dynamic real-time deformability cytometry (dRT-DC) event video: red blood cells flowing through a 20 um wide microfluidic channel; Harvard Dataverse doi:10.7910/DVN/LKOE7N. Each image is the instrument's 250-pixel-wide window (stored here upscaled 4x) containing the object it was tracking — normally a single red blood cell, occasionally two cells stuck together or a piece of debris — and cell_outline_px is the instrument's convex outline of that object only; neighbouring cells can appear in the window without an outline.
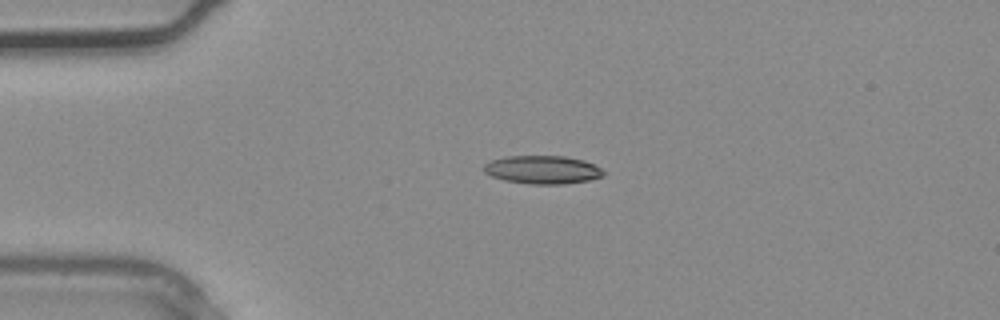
{"species": "common noctule bat (a hibernating species)", "species_latin": "Nyctalus noctula", "temperature_condition": "warm", "stored_images_in_passage": 3, "camera_frame_rate_fps": 3000, "um_per_image_px": 0.085, "animal": {"sex": "male", "body_mass_g": 20.4}, "frame": {"image": 1, "passage_image": 3, "time_ms": 0.667, "image_size_px": [1000, 320], "cell_outline_px": [[604, 176], [588, 180], [564, 184], [532, 184], [504, 180], [492, 176], [484, 172], [484, 164], [492, 160], [508, 156], [564, 156], [584, 160], [600, 168], [604, 172]], "centroid_in_image_um": [46.12, 14.42], "position_along_channel_um": 38.9, "area_um2": 19.54}}